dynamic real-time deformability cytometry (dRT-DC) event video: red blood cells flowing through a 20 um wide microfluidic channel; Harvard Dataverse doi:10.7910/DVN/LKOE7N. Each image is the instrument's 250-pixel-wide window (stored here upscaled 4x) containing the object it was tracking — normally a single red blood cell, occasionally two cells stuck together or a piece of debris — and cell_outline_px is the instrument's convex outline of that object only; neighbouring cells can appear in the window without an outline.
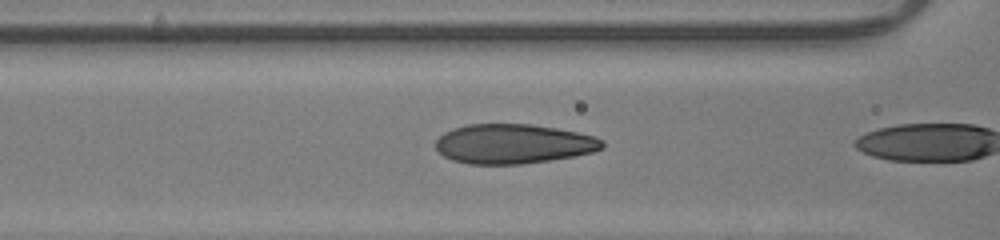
{"species": "human", "species_latin": "Homo sapiens", "temperature_condition": "room temperature", "stored_images_in_passage": 28, "camera_frame_rate_fps": 3000, "um_per_image_px": 0.085, "donor": {"sex": "male"}, "frame": {"image": 1, "passage_image": 27, "time_ms": 8.667, "image_size_px": [1000, 240], "cell_outline_px": [[604, 148], [592, 152], [572, 156], [548, 160], [520, 164], [468, 164], [452, 160], [444, 156], [436, 148], [436, 140], [444, 132], [452, 128], [468, 124], [532, 124], [556, 128], [596, 136], [604, 144]], "centroid_in_image_um": [43.61, 12.22], "position_along_channel_um": 123.0, "area_um2": 38.32}}